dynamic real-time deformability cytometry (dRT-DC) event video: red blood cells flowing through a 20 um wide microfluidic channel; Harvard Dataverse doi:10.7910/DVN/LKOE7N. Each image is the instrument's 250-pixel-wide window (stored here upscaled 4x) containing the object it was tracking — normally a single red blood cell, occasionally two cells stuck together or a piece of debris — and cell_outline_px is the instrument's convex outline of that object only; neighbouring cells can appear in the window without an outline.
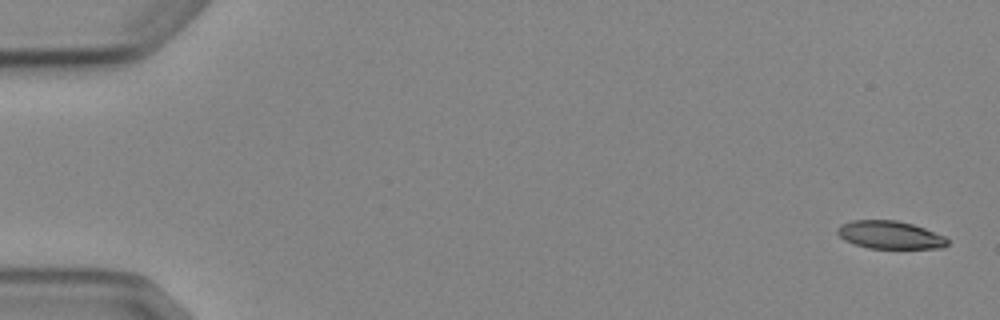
{"species": "Egyptian fruit bat (a non-hibernating species)", "species_latin": "Rousettus aegyptiacus", "temperature_condition": "cold", "stored_images_in_passage": 5, "camera_frame_rate_fps": 3000, "um_per_image_px": 0.085, "animal": {"sex": "female"}, "frame": {"image": 1, "passage_image": 1, "time_ms": 0.0, "image_size_px": [1000, 320], "cell_outline_px": [[948, 244], [944, 248], [868, 248], [844, 240], [836, 232], [836, 228], [840, 224], [852, 220], [896, 220], [912, 224], [924, 228], [944, 236], [948, 240]], "centroid_in_image_um": [75.62, 19.96], "position_along_channel_um": 9.4, "area_um2": 17.86}}